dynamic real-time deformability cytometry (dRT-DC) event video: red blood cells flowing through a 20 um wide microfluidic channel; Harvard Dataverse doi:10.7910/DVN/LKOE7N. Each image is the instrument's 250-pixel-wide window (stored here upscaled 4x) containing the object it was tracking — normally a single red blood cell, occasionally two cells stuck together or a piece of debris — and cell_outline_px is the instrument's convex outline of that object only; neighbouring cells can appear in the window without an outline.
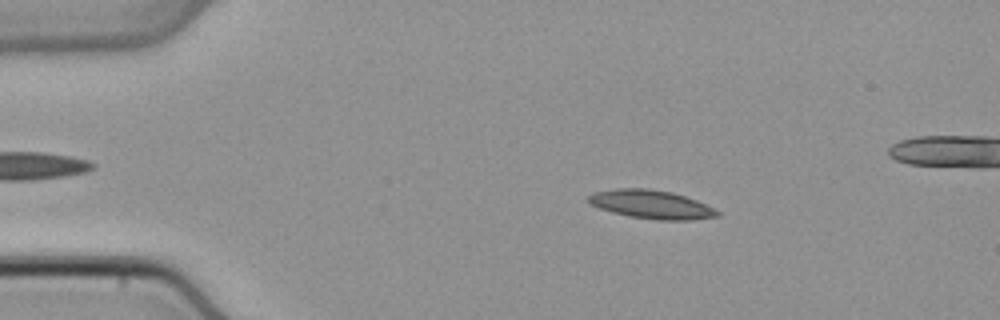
{"species": "common noctule bat (a hibernating species)", "species_latin": "Nyctalus noctula", "temperature_condition": "cold", "stored_images_in_passage": 46, "camera_frame_rate_fps": 3000, "um_per_image_px": 0.085, "animal": {"sex": "male", "body_mass_g": 21.5, "forearm_length_mm": 52.0}, "frame": {"image": 1, "passage_image": 9, "time_ms": 2.667, "image_size_px": [1000, 320], "cell_outline_px": [[720, 216], [688, 220], [656, 220], [628, 216], [612, 212], [588, 204], [588, 196], [592, 192], [616, 188], [648, 188], [672, 192], [696, 200], [720, 212]], "centroid_in_image_um": [55.31, 17.37], "position_along_channel_um": 29.7, "area_um2": 21.5}}
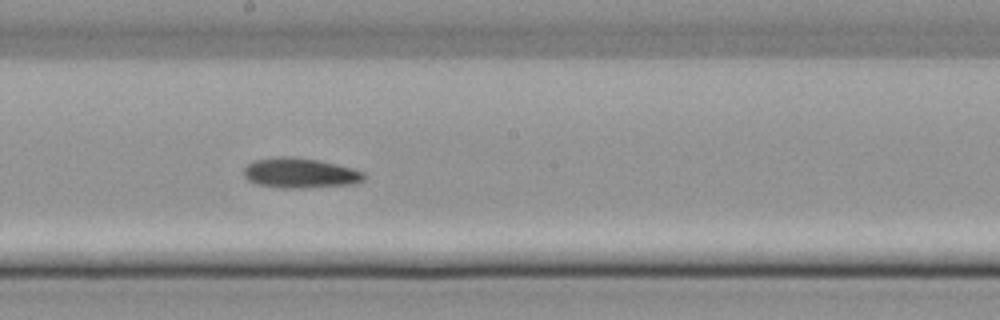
{"frame": {"image": 2, "passage_image": 27, "time_ms": 8.667, "image_size_px": [1000, 320], "cell_outline_px": [[364, 180], [352, 184], [296, 188], [284, 188], [256, 184], [248, 180], [244, 176], [244, 168], [252, 160], [284, 156], [288, 156], [320, 160], [352, 168], [364, 172]], "centroid_in_image_um": [25.48, 14.7], "position_along_channel_um": 222.7, "area_um2": 20.92}}
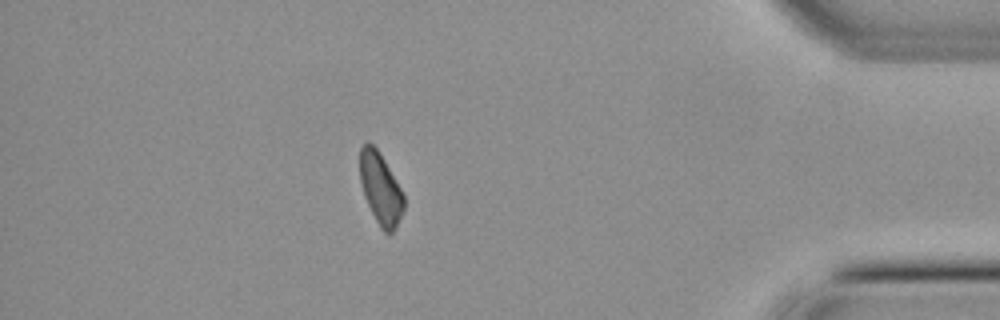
{"frame": {"image": 3, "passage_image": 43, "time_ms": 14.0, "image_size_px": [1000, 320], "cell_outline_px": [[404, 208], [396, 228], [388, 236], [380, 228], [364, 196], [360, 184], [360, 148], [368, 140], [380, 152], [400, 188], [404, 196]], "centroid_in_image_um": [32.34, 16.04], "position_along_channel_um": 402.9, "area_um2": 18.32}}